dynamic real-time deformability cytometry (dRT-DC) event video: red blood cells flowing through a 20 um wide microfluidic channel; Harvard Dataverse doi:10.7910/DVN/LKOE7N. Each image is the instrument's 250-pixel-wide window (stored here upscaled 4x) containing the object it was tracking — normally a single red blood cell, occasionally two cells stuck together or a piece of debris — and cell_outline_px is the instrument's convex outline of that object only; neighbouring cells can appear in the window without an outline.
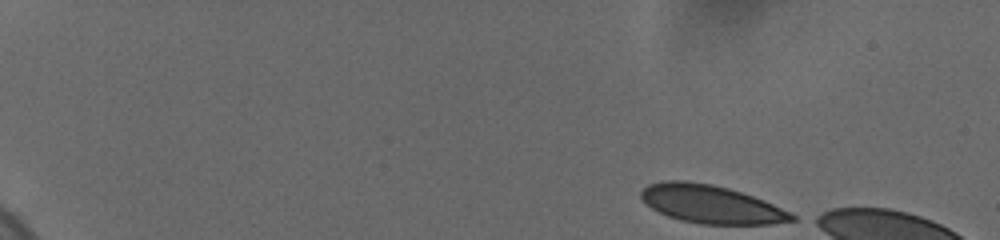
{"species": "human", "species_latin": "Homo sapiens", "temperature_condition": "cold", "stored_images_in_passage": 15, "camera_frame_rate_fps": 3000, "um_per_image_px": 0.085, "donor": {"sex": "female"}, "frame": {"image": 1, "passage_image": 1, "time_ms": 0.0, "image_size_px": [1000, 240], "cell_outline_px": [[796, 220], [772, 224], [700, 224], [680, 220], [668, 216], [652, 208], [640, 196], [640, 192], [648, 184], [664, 180], [684, 180], [712, 184], [728, 188], [752, 196], [772, 204], [796, 216]], "centroid_in_image_um": [60.41, 17.35], "position_along_channel_um": 24.6, "area_um2": 33.18}}